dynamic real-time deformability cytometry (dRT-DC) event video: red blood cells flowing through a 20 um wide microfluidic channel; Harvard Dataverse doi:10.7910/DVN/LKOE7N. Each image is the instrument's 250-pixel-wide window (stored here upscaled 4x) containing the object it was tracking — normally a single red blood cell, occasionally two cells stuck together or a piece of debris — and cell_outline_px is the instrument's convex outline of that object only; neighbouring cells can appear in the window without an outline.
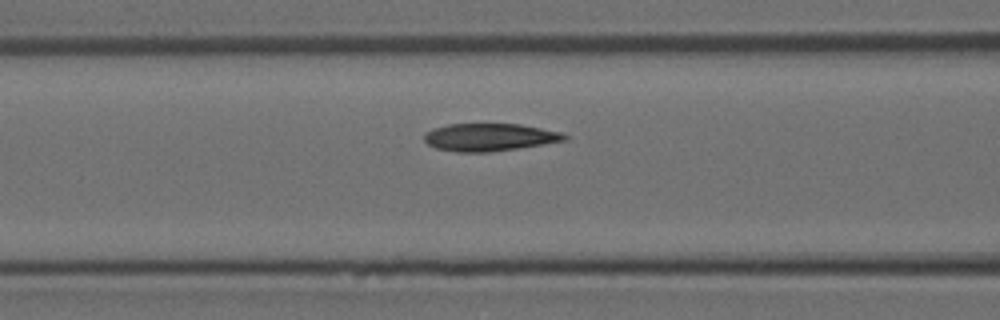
{"species": "Egyptian fruit bat (a non-hibernating species)", "species_latin": "Rousettus aegyptiacus", "temperature_condition": "room temperature", "stored_images_in_passage": 5, "camera_frame_rate_fps": 3000, "um_per_image_px": 0.085, "animal": {"sex": "female"}, "frame": {"image": 1, "passage_image": 5, "time_ms": 1.333, "image_size_px": [1000, 320], "cell_outline_px": [[568, 140], [544, 144], [488, 152], [456, 152], [436, 148], [428, 144], [424, 140], [424, 136], [432, 128], [448, 124], [520, 124], [560, 132], [568, 136]], "centroid_in_image_um": [41.6, 11.66], "position_along_channel_um": 125.0, "area_um2": 22.43}}